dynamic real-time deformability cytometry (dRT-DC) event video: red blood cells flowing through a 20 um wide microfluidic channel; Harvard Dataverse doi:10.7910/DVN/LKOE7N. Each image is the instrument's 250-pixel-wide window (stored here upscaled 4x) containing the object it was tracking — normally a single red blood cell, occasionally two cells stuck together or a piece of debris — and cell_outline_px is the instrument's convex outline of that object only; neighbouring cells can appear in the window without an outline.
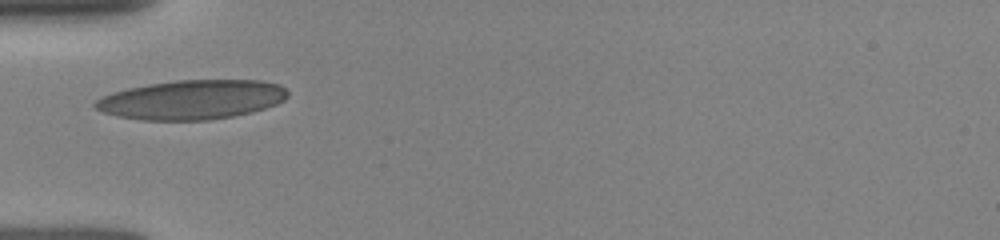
{"species": "human", "species_latin": "Homo sapiens", "temperature_condition": "room temperature", "stored_images_in_passage": 43, "camera_frame_rate_fps": 3000, "um_per_image_px": 0.085, "donor": {"sex": "female"}, "frame": {"image": 1, "passage_image": 1, "time_ms": 0.0, "image_size_px": [1000, 240], "cell_outline_px": [[288, 96], [284, 100], [276, 104], [252, 112], [232, 116], [208, 120], [140, 120], [116, 116], [104, 112], [96, 108], [92, 104], [100, 96], [112, 92], [128, 88], [148, 84], [176, 80], [260, 80], [280, 84], [288, 92]], "centroid_in_image_um": [16.29, 8.47], "position_along_channel_um": 68.7, "area_um2": 44.27}}
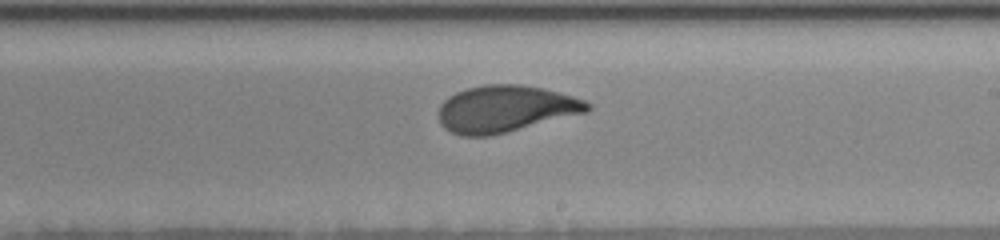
{"frame": {"image": 2, "passage_image": 17, "time_ms": 4.333, "image_size_px": [1000, 240], "cell_outline_px": [[592, 108], [588, 112], [488, 136], [460, 136], [444, 128], [440, 124], [436, 112], [440, 104], [448, 96], [456, 92], [468, 88], [484, 84], [520, 84], [544, 88], [560, 92], [584, 100], [592, 104]], "centroid_in_image_um": [42.93, 9.24], "position_along_channel_um": 246.1, "area_um2": 40.81}}
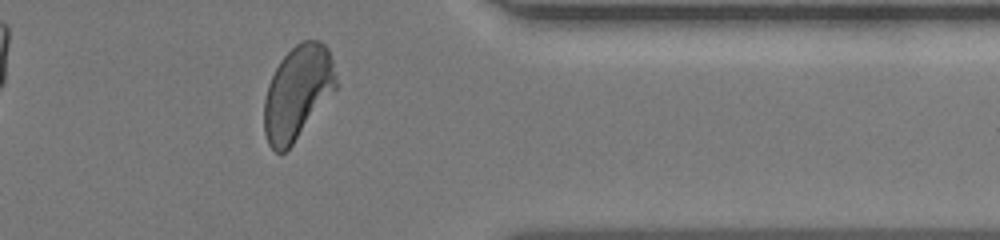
{"frame": {"image": 3, "passage_image": 36, "time_ms": 8.0, "image_size_px": [1000, 240], "cell_outline_px": [[336, 88], [292, 144], [284, 152], [276, 152], [268, 144], [264, 132], [264, 100], [268, 84], [280, 60], [296, 44], [304, 40], [320, 40], [328, 48], [336, 72]], "centroid_in_image_um": [25.28, 7.84], "position_along_channel_um": 386.1, "area_um2": 38.78}}